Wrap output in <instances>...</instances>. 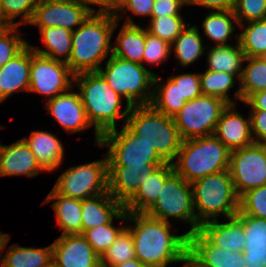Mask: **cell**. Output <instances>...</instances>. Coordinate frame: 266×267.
<instances>
[{
	"mask_svg": "<svg viewBox=\"0 0 266 267\" xmlns=\"http://www.w3.org/2000/svg\"><path fill=\"white\" fill-rule=\"evenodd\" d=\"M231 151L214 135L183 140L174 171L187 182L229 169Z\"/></svg>",
	"mask_w": 266,
	"mask_h": 267,
	"instance_id": "cell-5",
	"label": "cell"
},
{
	"mask_svg": "<svg viewBox=\"0 0 266 267\" xmlns=\"http://www.w3.org/2000/svg\"><path fill=\"white\" fill-rule=\"evenodd\" d=\"M168 77L178 86L181 96L187 101L202 95L200 72H179Z\"/></svg>",
	"mask_w": 266,
	"mask_h": 267,
	"instance_id": "cell-47",
	"label": "cell"
},
{
	"mask_svg": "<svg viewBox=\"0 0 266 267\" xmlns=\"http://www.w3.org/2000/svg\"><path fill=\"white\" fill-rule=\"evenodd\" d=\"M143 23L141 21L138 24L122 23L119 28L121 22L116 20L113 30V37L115 36V38L112 42V55L126 61L142 64L146 43V27ZM117 28L119 29L118 33Z\"/></svg>",
	"mask_w": 266,
	"mask_h": 267,
	"instance_id": "cell-23",
	"label": "cell"
},
{
	"mask_svg": "<svg viewBox=\"0 0 266 267\" xmlns=\"http://www.w3.org/2000/svg\"><path fill=\"white\" fill-rule=\"evenodd\" d=\"M63 169L53 185L60 195L84 200L108 192V163L106 152L102 159Z\"/></svg>",
	"mask_w": 266,
	"mask_h": 267,
	"instance_id": "cell-9",
	"label": "cell"
},
{
	"mask_svg": "<svg viewBox=\"0 0 266 267\" xmlns=\"http://www.w3.org/2000/svg\"><path fill=\"white\" fill-rule=\"evenodd\" d=\"M155 0H128L124 7L115 15L117 21L123 20L126 24H137L133 19L142 17L151 19Z\"/></svg>",
	"mask_w": 266,
	"mask_h": 267,
	"instance_id": "cell-46",
	"label": "cell"
},
{
	"mask_svg": "<svg viewBox=\"0 0 266 267\" xmlns=\"http://www.w3.org/2000/svg\"><path fill=\"white\" fill-rule=\"evenodd\" d=\"M161 165L108 166V192L124 206Z\"/></svg>",
	"mask_w": 266,
	"mask_h": 267,
	"instance_id": "cell-18",
	"label": "cell"
},
{
	"mask_svg": "<svg viewBox=\"0 0 266 267\" xmlns=\"http://www.w3.org/2000/svg\"><path fill=\"white\" fill-rule=\"evenodd\" d=\"M128 0H111V15L115 16Z\"/></svg>",
	"mask_w": 266,
	"mask_h": 267,
	"instance_id": "cell-55",
	"label": "cell"
},
{
	"mask_svg": "<svg viewBox=\"0 0 266 267\" xmlns=\"http://www.w3.org/2000/svg\"><path fill=\"white\" fill-rule=\"evenodd\" d=\"M29 44L13 59L0 67V105L18 92H28L30 86Z\"/></svg>",
	"mask_w": 266,
	"mask_h": 267,
	"instance_id": "cell-22",
	"label": "cell"
},
{
	"mask_svg": "<svg viewBox=\"0 0 266 267\" xmlns=\"http://www.w3.org/2000/svg\"><path fill=\"white\" fill-rule=\"evenodd\" d=\"M185 17L183 15L151 17L145 27L148 33L171 45L189 24Z\"/></svg>",
	"mask_w": 266,
	"mask_h": 267,
	"instance_id": "cell-40",
	"label": "cell"
},
{
	"mask_svg": "<svg viewBox=\"0 0 266 267\" xmlns=\"http://www.w3.org/2000/svg\"><path fill=\"white\" fill-rule=\"evenodd\" d=\"M54 240L53 261L59 267H101L100 256L82 234L59 235Z\"/></svg>",
	"mask_w": 266,
	"mask_h": 267,
	"instance_id": "cell-16",
	"label": "cell"
},
{
	"mask_svg": "<svg viewBox=\"0 0 266 267\" xmlns=\"http://www.w3.org/2000/svg\"><path fill=\"white\" fill-rule=\"evenodd\" d=\"M10 240L9 235L2 247L0 267H46L53 261L52 243L45 247H26L14 243L7 248Z\"/></svg>",
	"mask_w": 266,
	"mask_h": 267,
	"instance_id": "cell-27",
	"label": "cell"
},
{
	"mask_svg": "<svg viewBox=\"0 0 266 267\" xmlns=\"http://www.w3.org/2000/svg\"><path fill=\"white\" fill-rule=\"evenodd\" d=\"M143 53L142 65L149 69L154 75H157L158 72H154V70L152 71V68L168 62V59L170 60V57H172L171 45L159 37L148 33L147 30L145 49ZM148 66H151V68Z\"/></svg>",
	"mask_w": 266,
	"mask_h": 267,
	"instance_id": "cell-42",
	"label": "cell"
},
{
	"mask_svg": "<svg viewBox=\"0 0 266 267\" xmlns=\"http://www.w3.org/2000/svg\"><path fill=\"white\" fill-rule=\"evenodd\" d=\"M52 202V203H51ZM51 203L60 235L82 234L81 200L58 194L53 188L41 205Z\"/></svg>",
	"mask_w": 266,
	"mask_h": 267,
	"instance_id": "cell-26",
	"label": "cell"
},
{
	"mask_svg": "<svg viewBox=\"0 0 266 267\" xmlns=\"http://www.w3.org/2000/svg\"><path fill=\"white\" fill-rule=\"evenodd\" d=\"M175 223L158 220L145 213L127 212L136 258L146 266L178 265L188 252V234L178 232ZM175 229V230H174Z\"/></svg>",
	"mask_w": 266,
	"mask_h": 267,
	"instance_id": "cell-1",
	"label": "cell"
},
{
	"mask_svg": "<svg viewBox=\"0 0 266 267\" xmlns=\"http://www.w3.org/2000/svg\"><path fill=\"white\" fill-rule=\"evenodd\" d=\"M115 221L116 223H114ZM126 226L127 211L123 208L109 223L87 229L82 235L101 257Z\"/></svg>",
	"mask_w": 266,
	"mask_h": 267,
	"instance_id": "cell-35",
	"label": "cell"
},
{
	"mask_svg": "<svg viewBox=\"0 0 266 267\" xmlns=\"http://www.w3.org/2000/svg\"><path fill=\"white\" fill-rule=\"evenodd\" d=\"M184 7L186 0H155L151 17L184 15Z\"/></svg>",
	"mask_w": 266,
	"mask_h": 267,
	"instance_id": "cell-48",
	"label": "cell"
},
{
	"mask_svg": "<svg viewBox=\"0 0 266 267\" xmlns=\"http://www.w3.org/2000/svg\"><path fill=\"white\" fill-rule=\"evenodd\" d=\"M3 128H6V127L4 125L0 124V129H3ZM1 145H2V143H1V140H0V150H1Z\"/></svg>",
	"mask_w": 266,
	"mask_h": 267,
	"instance_id": "cell-60",
	"label": "cell"
},
{
	"mask_svg": "<svg viewBox=\"0 0 266 267\" xmlns=\"http://www.w3.org/2000/svg\"><path fill=\"white\" fill-rule=\"evenodd\" d=\"M29 76L28 93L44 96V103L74 86L75 74L67 63L41 56L35 53L31 47Z\"/></svg>",
	"mask_w": 266,
	"mask_h": 267,
	"instance_id": "cell-12",
	"label": "cell"
},
{
	"mask_svg": "<svg viewBox=\"0 0 266 267\" xmlns=\"http://www.w3.org/2000/svg\"><path fill=\"white\" fill-rule=\"evenodd\" d=\"M245 257V266L266 267V248L244 249L242 253Z\"/></svg>",
	"mask_w": 266,
	"mask_h": 267,
	"instance_id": "cell-51",
	"label": "cell"
},
{
	"mask_svg": "<svg viewBox=\"0 0 266 267\" xmlns=\"http://www.w3.org/2000/svg\"><path fill=\"white\" fill-rule=\"evenodd\" d=\"M238 213L266 219V185L242 194L239 197Z\"/></svg>",
	"mask_w": 266,
	"mask_h": 267,
	"instance_id": "cell-44",
	"label": "cell"
},
{
	"mask_svg": "<svg viewBox=\"0 0 266 267\" xmlns=\"http://www.w3.org/2000/svg\"><path fill=\"white\" fill-rule=\"evenodd\" d=\"M201 25V35L207 46L229 45L239 42V24L233 11H206ZM209 12V13H208ZM207 38V39H206ZM207 40H209L207 42ZM233 42V43H232Z\"/></svg>",
	"mask_w": 266,
	"mask_h": 267,
	"instance_id": "cell-24",
	"label": "cell"
},
{
	"mask_svg": "<svg viewBox=\"0 0 266 267\" xmlns=\"http://www.w3.org/2000/svg\"><path fill=\"white\" fill-rule=\"evenodd\" d=\"M227 106L224 100L203 94L187 101L173 117L181 139L212 135Z\"/></svg>",
	"mask_w": 266,
	"mask_h": 267,
	"instance_id": "cell-11",
	"label": "cell"
},
{
	"mask_svg": "<svg viewBox=\"0 0 266 267\" xmlns=\"http://www.w3.org/2000/svg\"><path fill=\"white\" fill-rule=\"evenodd\" d=\"M196 24L189 23L171 44V55L186 69L204 58L207 44Z\"/></svg>",
	"mask_w": 266,
	"mask_h": 267,
	"instance_id": "cell-30",
	"label": "cell"
},
{
	"mask_svg": "<svg viewBox=\"0 0 266 267\" xmlns=\"http://www.w3.org/2000/svg\"><path fill=\"white\" fill-rule=\"evenodd\" d=\"M98 72L131 107L150 105L155 75L142 64L111 55Z\"/></svg>",
	"mask_w": 266,
	"mask_h": 267,
	"instance_id": "cell-7",
	"label": "cell"
},
{
	"mask_svg": "<svg viewBox=\"0 0 266 267\" xmlns=\"http://www.w3.org/2000/svg\"><path fill=\"white\" fill-rule=\"evenodd\" d=\"M123 208L109 192L81 200L82 234L87 229L109 223Z\"/></svg>",
	"mask_w": 266,
	"mask_h": 267,
	"instance_id": "cell-28",
	"label": "cell"
},
{
	"mask_svg": "<svg viewBox=\"0 0 266 267\" xmlns=\"http://www.w3.org/2000/svg\"><path fill=\"white\" fill-rule=\"evenodd\" d=\"M91 14L111 15V0H78Z\"/></svg>",
	"mask_w": 266,
	"mask_h": 267,
	"instance_id": "cell-52",
	"label": "cell"
},
{
	"mask_svg": "<svg viewBox=\"0 0 266 267\" xmlns=\"http://www.w3.org/2000/svg\"><path fill=\"white\" fill-rule=\"evenodd\" d=\"M22 27L2 26L0 28V67L19 54L29 43Z\"/></svg>",
	"mask_w": 266,
	"mask_h": 267,
	"instance_id": "cell-41",
	"label": "cell"
},
{
	"mask_svg": "<svg viewBox=\"0 0 266 267\" xmlns=\"http://www.w3.org/2000/svg\"><path fill=\"white\" fill-rule=\"evenodd\" d=\"M174 172L172 163L159 166L124 205L127 212L145 213L156 201L165 180Z\"/></svg>",
	"mask_w": 266,
	"mask_h": 267,
	"instance_id": "cell-32",
	"label": "cell"
},
{
	"mask_svg": "<svg viewBox=\"0 0 266 267\" xmlns=\"http://www.w3.org/2000/svg\"><path fill=\"white\" fill-rule=\"evenodd\" d=\"M116 18L107 14H90L72 32V53L67 62L74 73L98 71L112 55Z\"/></svg>",
	"mask_w": 266,
	"mask_h": 267,
	"instance_id": "cell-3",
	"label": "cell"
},
{
	"mask_svg": "<svg viewBox=\"0 0 266 267\" xmlns=\"http://www.w3.org/2000/svg\"><path fill=\"white\" fill-rule=\"evenodd\" d=\"M36 28L43 46L30 42L32 50L41 56L67 63L72 53V31L63 27Z\"/></svg>",
	"mask_w": 266,
	"mask_h": 267,
	"instance_id": "cell-29",
	"label": "cell"
},
{
	"mask_svg": "<svg viewBox=\"0 0 266 267\" xmlns=\"http://www.w3.org/2000/svg\"><path fill=\"white\" fill-rule=\"evenodd\" d=\"M125 126L152 145L166 162L172 163L176 159L183 140L173 117L151 105H137L130 108Z\"/></svg>",
	"mask_w": 266,
	"mask_h": 267,
	"instance_id": "cell-6",
	"label": "cell"
},
{
	"mask_svg": "<svg viewBox=\"0 0 266 267\" xmlns=\"http://www.w3.org/2000/svg\"><path fill=\"white\" fill-rule=\"evenodd\" d=\"M90 14L78 0H39L27 26L63 27L73 32Z\"/></svg>",
	"mask_w": 266,
	"mask_h": 267,
	"instance_id": "cell-14",
	"label": "cell"
},
{
	"mask_svg": "<svg viewBox=\"0 0 266 267\" xmlns=\"http://www.w3.org/2000/svg\"><path fill=\"white\" fill-rule=\"evenodd\" d=\"M239 84L241 103L252 94L266 90V64L258 57H246Z\"/></svg>",
	"mask_w": 266,
	"mask_h": 267,
	"instance_id": "cell-36",
	"label": "cell"
},
{
	"mask_svg": "<svg viewBox=\"0 0 266 267\" xmlns=\"http://www.w3.org/2000/svg\"><path fill=\"white\" fill-rule=\"evenodd\" d=\"M74 86L80 94L88 122L93 127L94 143L99 147L103 134L117 129V123L125 125L131 106L98 71L75 74Z\"/></svg>",
	"mask_w": 266,
	"mask_h": 267,
	"instance_id": "cell-2",
	"label": "cell"
},
{
	"mask_svg": "<svg viewBox=\"0 0 266 267\" xmlns=\"http://www.w3.org/2000/svg\"><path fill=\"white\" fill-rule=\"evenodd\" d=\"M10 234L9 233H4L2 231H0V260H1V254H2V247L6 241V239L8 238Z\"/></svg>",
	"mask_w": 266,
	"mask_h": 267,
	"instance_id": "cell-57",
	"label": "cell"
},
{
	"mask_svg": "<svg viewBox=\"0 0 266 267\" xmlns=\"http://www.w3.org/2000/svg\"><path fill=\"white\" fill-rule=\"evenodd\" d=\"M239 83L240 80L231 73L209 71L206 69L200 72V85L202 94L218 97L228 104H237L238 102H241ZM234 87L237 88L235 91ZM230 91H234V95H232Z\"/></svg>",
	"mask_w": 266,
	"mask_h": 267,
	"instance_id": "cell-33",
	"label": "cell"
},
{
	"mask_svg": "<svg viewBox=\"0 0 266 267\" xmlns=\"http://www.w3.org/2000/svg\"><path fill=\"white\" fill-rule=\"evenodd\" d=\"M28 145L38 163L48 173L59 170L65 158V145L53 132L32 130L29 136L21 137Z\"/></svg>",
	"mask_w": 266,
	"mask_h": 267,
	"instance_id": "cell-21",
	"label": "cell"
},
{
	"mask_svg": "<svg viewBox=\"0 0 266 267\" xmlns=\"http://www.w3.org/2000/svg\"><path fill=\"white\" fill-rule=\"evenodd\" d=\"M229 171L238 197L266 185V144L254 142L231 151Z\"/></svg>",
	"mask_w": 266,
	"mask_h": 267,
	"instance_id": "cell-13",
	"label": "cell"
},
{
	"mask_svg": "<svg viewBox=\"0 0 266 267\" xmlns=\"http://www.w3.org/2000/svg\"><path fill=\"white\" fill-rule=\"evenodd\" d=\"M148 216L173 223L182 222L189 226V235L197 231L194 198L191 183L175 171L165 180L155 203L145 212Z\"/></svg>",
	"mask_w": 266,
	"mask_h": 267,
	"instance_id": "cell-8",
	"label": "cell"
},
{
	"mask_svg": "<svg viewBox=\"0 0 266 267\" xmlns=\"http://www.w3.org/2000/svg\"><path fill=\"white\" fill-rule=\"evenodd\" d=\"M258 58L266 64V51L260 54Z\"/></svg>",
	"mask_w": 266,
	"mask_h": 267,
	"instance_id": "cell-58",
	"label": "cell"
},
{
	"mask_svg": "<svg viewBox=\"0 0 266 267\" xmlns=\"http://www.w3.org/2000/svg\"><path fill=\"white\" fill-rule=\"evenodd\" d=\"M245 104L249 110H266V90L257 92L252 94L245 102Z\"/></svg>",
	"mask_w": 266,
	"mask_h": 267,
	"instance_id": "cell-53",
	"label": "cell"
},
{
	"mask_svg": "<svg viewBox=\"0 0 266 267\" xmlns=\"http://www.w3.org/2000/svg\"><path fill=\"white\" fill-rule=\"evenodd\" d=\"M43 107L68 135L75 133L82 135L81 131L93 129L88 122L80 94L77 89L75 90V86L46 101Z\"/></svg>",
	"mask_w": 266,
	"mask_h": 267,
	"instance_id": "cell-15",
	"label": "cell"
},
{
	"mask_svg": "<svg viewBox=\"0 0 266 267\" xmlns=\"http://www.w3.org/2000/svg\"><path fill=\"white\" fill-rule=\"evenodd\" d=\"M188 252L204 267H246L242 253L215 246L200 230L188 235Z\"/></svg>",
	"mask_w": 266,
	"mask_h": 267,
	"instance_id": "cell-20",
	"label": "cell"
},
{
	"mask_svg": "<svg viewBox=\"0 0 266 267\" xmlns=\"http://www.w3.org/2000/svg\"><path fill=\"white\" fill-rule=\"evenodd\" d=\"M200 231L217 247L243 253L245 235L243 223L236 217L204 223Z\"/></svg>",
	"mask_w": 266,
	"mask_h": 267,
	"instance_id": "cell-25",
	"label": "cell"
},
{
	"mask_svg": "<svg viewBox=\"0 0 266 267\" xmlns=\"http://www.w3.org/2000/svg\"><path fill=\"white\" fill-rule=\"evenodd\" d=\"M182 267H204L197 259L187 252L178 262Z\"/></svg>",
	"mask_w": 266,
	"mask_h": 267,
	"instance_id": "cell-54",
	"label": "cell"
},
{
	"mask_svg": "<svg viewBox=\"0 0 266 267\" xmlns=\"http://www.w3.org/2000/svg\"><path fill=\"white\" fill-rule=\"evenodd\" d=\"M46 171L22 138L8 145L2 144L0 150V177L24 176L35 178Z\"/></svg>",
	"mask_w": 266,
	"mask_h": 267,
	"instance_id": "cell-19",
	"label": "cell"
},
{
	"mask_svg": "<svg viewBox=\"0 0 266 267\" xmlns=\"http://www.w3.org/2000/svg\"><path fill=\"white\" fill-rule=\"evenodd\" d=\"M255 143L266 144V110H248Z\"/></svg>",
	"mask_w": 266,
	"mask_h": 267,
	"instance_id": "cell-49",
	"label": "cell"
},
{
	"mask_svg": "<svg viewBox=\"0 0 266 267\" xmlns=\"http://www.w3.org/2000/svg\"><path fill=\"white\" fill-rule=\"evenodd\" d=\"M234 15L238 24L266 19V0H236Z\"/></svg>",
	"mask_w": 266,
	"mask_h": 267,
	"instance_id": "cell-45",
	"label": "cell"
},
{
	"mask_svg": "<svg viewBox=\"0 0 266 267\" xmlns=\"http://www.w3.org/2000/svg\"><path fill=\"white\" fill-rule=\"evenodd\" d=\"M135 258L133 237L130 229L126 226L100 257V265L101 267H114Z\"/></svg>",
	"mask_w": 266,
	"mask_h": 267,
	"instance_id": "cell-39",
	"label": "cell"
},
{
	"mask_svg": "<svg viewBox=\"0 0 266 267\" xmlns=\"http://www.w3.org/2000/svg\"><path fill=\"white\" fill-rule=\"evenodd\" d=\"M39 0H0L2 26H27ZM18 19V20H16Z\"/></svg>",
	"mask_w": 266,
	"mask_h": 267,
	"instance_id": "cell-38",
	"label": "cell"
},
{
	"mask_svg": "<svg viewBox=\"0 0 266 267\" xmlns=\"http://www.w3.org/2000/svg\"><path fill=\"white\" fill-rule=\"evenodd\" d=\"M206 51V70L231 73L239 80L241 79L246 55L240 42L229 45L207 46Z\"/></svg>",
	"mask_w": 266,
	"mask_h": 267,
	"instance_id": "cell-31",
	"label": "cell"
},
{
	"mask_svg": "<svg viewBox=\"0 0 266 267\" xmlns=\"http://www.w3.org/2000/svg\"><path fill=\"white\" fill-rule=\"evenodd\" d=\"M244 227V249L266 248V219L237 213L235 215Z\"/></svg>",
	"mask_w": 266,
	"mask_h": 267,
	"instance_id": "cell-43",
	"label": "cell"
},
{
	"mask_svg": "<svg viewBox=\"0 0 266 267\" xmlns=\"http://www.w3.org/2000/svg\"><path fill=\"white\" fill-rule=\"evenodd\" d=\"M46 267H59L54 261H52L48 266Z\"/></svg>",
	"mask_w": 266,
	"mask_h": 267,
	"instance_id": "cell-59",
	"label": "cell"
},
{
	"mask_svg": "<svg viewBox=\"0 0 266 267\" xmlns=\"http://www.w3.org/2000/svg\"><path fill=\"white\" fill-rule=\"evenodd\" d=\"M236 0H186V6L199 7L207 11H233Z\"/></svg>",
	"mask_w": 266,
	"mask_h": 267,
	"instance_id": "cell-50",
	"label": "cell"
},
{
	"mask_svg": "<svg viewBox=\"0 0 266 267\" xmlns=\"http://www.w3.org/2000/svg\"><path fill=\"white\" fill-rule=\"evenodd\" d=\"M114 267H146L137 258L125 261L124 263L118 264Z\"/></svg>",
	"mask_w": 266,
	"mask_h": 267,
	"instance_id": "cell-56",
	"label": "cell"
},
{
	"mask_svg": "<svg viewBox=\"0 0 266 267\" xmlns=\"http://www.w3.org/2000/svg\"><path fill=\"white\" fill-rule=\"evenodd\" d=\"M99 147L106 148L108 166L167 163L152 145L134 135L125 125L103 134Z\"/></svg>",
	"mask_w": 266,
	"mask_h": 267,
	"instance_id": "cell-10",
	"label": "cell"
},
{
	"mask_svg": "<svg viewBox=\"0 0 266 267\" xmlns=\"http://www.w3.org/2000/svg\"><path fill=\"white\" fill-rule=\"evenodd\" d=\"M197 231L207 222L234 217L239 211L229 169L199 178L191 183Z\"/></svg>",
	"mask_w": 266,
	"mask_h": 267,
	"instance_id": "cell-4",
	"label": "cell"
},
{
	"mask_svg": "<svg viewBox=\"0 0 266 267\" xmlns=\"http://www.w3.org/2000/svg\"><path fill=\"white\" fill-rule=\"evenodd\" d=\"M187 100L181 96L178 86L169 78L160 74L154 76L153 96L150 105L157 111L174 117Z\"/></svg>",
	"mask_w": 266,
	"mask_h": 267,
	"instance_id": "cell-34",
	"label": "cell"
},
{
	"mask_svg": "<svg viewBox=\"0 0 266 267\" xmlns=\"http://www.w3.org/2000/svg\"><path fill=\"white\" fill-rule=\"evenodd\" d=\"M239 104H228L213 133L230 151L254 143L249 113H241L237 108Z\"/></svg>",
	"mask_w": 266,
	"mask_h": 267,
	"instance_id": "cell-17",
	"label": "cell"
},
{
	"mask_svg": "<svg viewBox=\"0 0 266 267\" xmlns=\"http://www.w3.org/2000/svg\"><path fill=\"white\" fill-rule=\"evenodd\" d=\"M239 42L246 57H258L266 51V19L239 25Z\"/></svg>",
	"mask_w": 266,
	"mask_h": 267,
	"instance_id": "cell-37",
	"label": "cell"
}]
</instances>
